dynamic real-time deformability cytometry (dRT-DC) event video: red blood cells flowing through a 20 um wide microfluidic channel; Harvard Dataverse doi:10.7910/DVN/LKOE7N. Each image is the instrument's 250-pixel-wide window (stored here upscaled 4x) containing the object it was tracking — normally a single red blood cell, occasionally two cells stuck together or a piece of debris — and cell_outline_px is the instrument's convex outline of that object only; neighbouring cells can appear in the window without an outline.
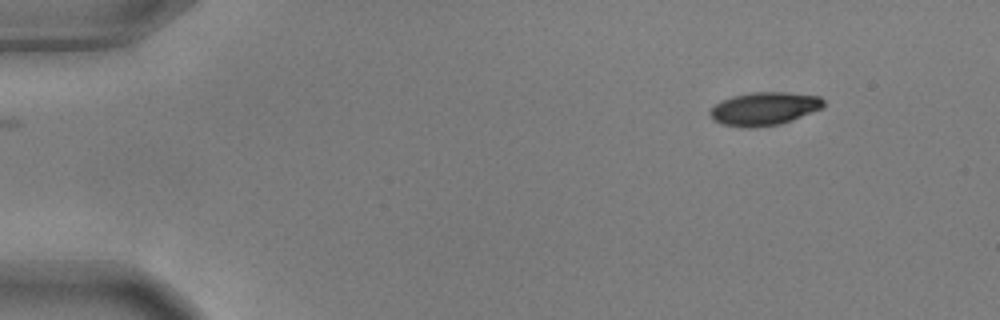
{"species": "common noctule bat (a hibernating species)", "species_latin": "Nyctalus noctula", "temperature_condition": "warm", "stored_images_in_passage": 50, "camera_frame_rate_fps": 3000, "um_per_image_px": 0.085, "animal": {"sex": "male", "body_mass_g": 17.9, "forearm_length_mm": 54.2}, "frame": {"image": 1, "passage_image": 1, "time_ms": 0.0, "image_size_px": [1000, 320], "cell_outline_px": [[824, 104], [820, 108], [812, 112], [792, 120], [780, 124], [756, 128], [740, 128], [720, 124], [712, 120], [708, 112], [720, 100], [732, 96], [752, 92], [788, 92], [820, 96], [824, 100]], "centroid_in_image_um": [64.91, 9.25], "position_along_channel_um": 20.1, "area_um2": 22.25}}
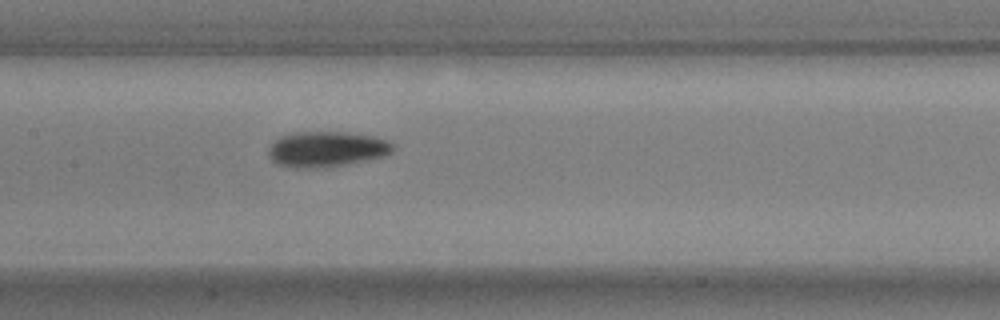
{"frame": {"image": 2, "passage_image": 22, "time_ms": 7.0, "image_size_px": [1000, 320], "cell_outline_px": [[396, 148], [392, 152], [384, 156], [324, 168], [296, 168], [276, 164], [268, 156], [268, 148], [280, 136], [292, 132], [344, 132], [372, 136], [396, 144]], "centroid_in_image_um": [27.74, 12.68], "position_along_channel_um": 179.7, "area_um2": 25.78}}
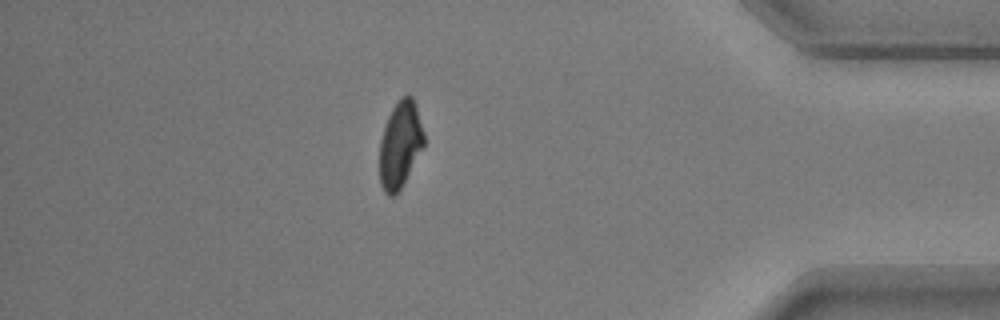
{"frame": {"image": 3, "passage_image": 43, "time_ms": 14.0, "image_size_px": [1000, 320], "cell_outline_px": [[424, 144], [400, 188], [392, 196], [388, 196], [384, 192], [380, 184], [380, 140], [388, 116], [392, 108], [400, 96], [408, 92], [412, 96], [424, 132]], "centroid_in_image_um": [33.99, 12.24], "position_along_channel_um": 401.2, "area_um2": 22.02}, "authors_computed_cell_mechanics": {"area_um2": 23.5824, "velocity_mm_per_s": 3.6585, "shape_relaxation_time_tau1_ms": 2.791, "shape_relaxation_time_tau2_ms": 4.651, "deformation_change_tau1": 0.1457, "deformation_change_tau2": 0.0872}}